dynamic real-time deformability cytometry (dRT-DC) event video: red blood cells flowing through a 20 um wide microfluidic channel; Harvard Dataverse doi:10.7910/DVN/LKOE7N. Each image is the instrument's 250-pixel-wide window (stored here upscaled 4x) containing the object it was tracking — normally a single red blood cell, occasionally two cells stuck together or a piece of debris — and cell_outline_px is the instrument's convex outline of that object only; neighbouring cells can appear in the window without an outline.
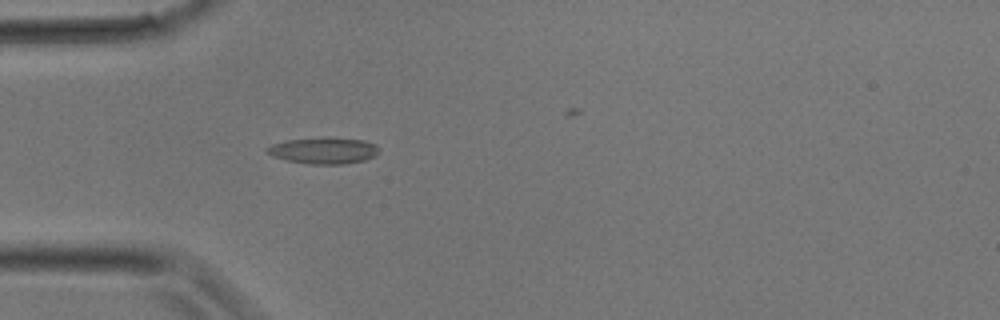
{"species": "common noctule bat (a hibernating species)", "species_latin": "Nyctalus noctula", "temperature_condition": "room temperature", "stored_images_in_passage": 28, "camera_frame_rate_fps": 3000, "um_per_image_px": 0.085, "animal": {"sex": "male", "body_mass_g": 17.9}, "frame": {"image": 1, "passage_image": 9, "time_ms": 2.667, "image_size_px": [1000, 320], "cell_outline_px": [[380, 148], [376, 156], [364, 160], [344, 164], [308, 164], [288, 160], [272, 156], [264, 152], [264, 148], [272, 144], [288, 140], [328, 136], [364, 140], [376, 144]], "centroid_in_image_um": [27.51, 12.78], "position_along_channel_um": 57.5, "area_um2": 17.57}}
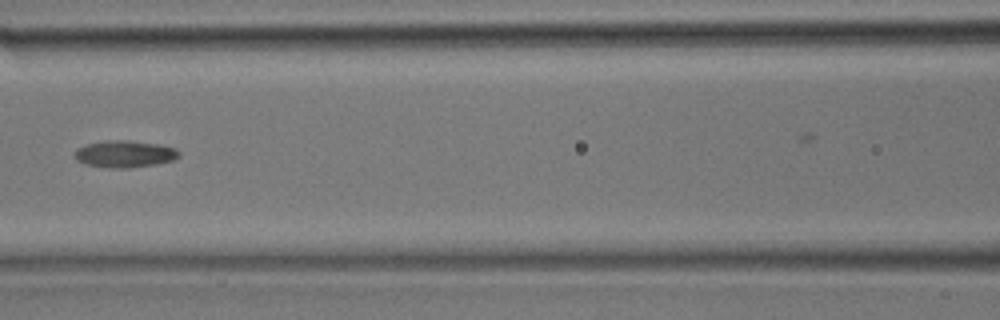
{"frame": {"image": 2, "passage_image": 14, "time_ms": 4.333, "image_size_px": [1000, 320], "cell_outline_px": [[180, 156], [176, 160], [156, 164], [128, 168], [108, 168], [84, 164], [76, 160], [76, 148], [88, 144], [108, 140], [128, 140], [160, 144], [176, 148], [180, 152]], "centroid_in_image_um": [10.65, 13.09], "position_along_channel_um": 156.0, "area_um2": 16.53}}
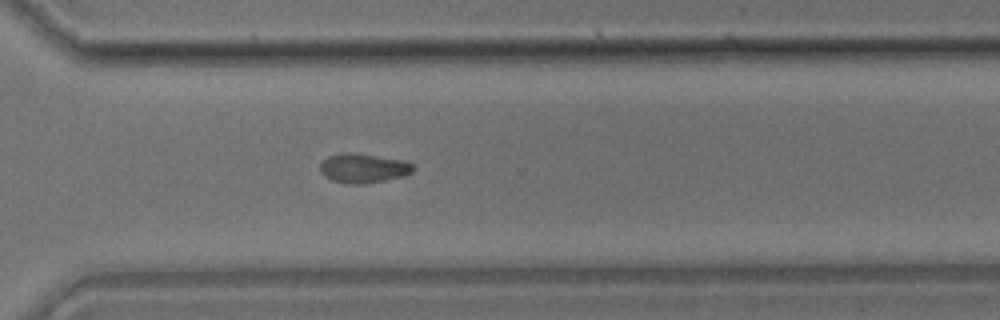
{"frame": {"image": 3, "passage_image": 23, "time_ms": 7.333, "image_size_px": [1000, 320], "cell_outline_px": [[416, 168], [412, 172], [404, 176], [364, 184], [352, 184], [332, 180], [324, 176], [320, 172], [320, 164], [328, 156], [348, 152], [408, 160], [416, 164]], "centroid_in_image_um": [30.95, 14.29], "position_along_channel_um": 339.6, "area_um2": 16.07}}